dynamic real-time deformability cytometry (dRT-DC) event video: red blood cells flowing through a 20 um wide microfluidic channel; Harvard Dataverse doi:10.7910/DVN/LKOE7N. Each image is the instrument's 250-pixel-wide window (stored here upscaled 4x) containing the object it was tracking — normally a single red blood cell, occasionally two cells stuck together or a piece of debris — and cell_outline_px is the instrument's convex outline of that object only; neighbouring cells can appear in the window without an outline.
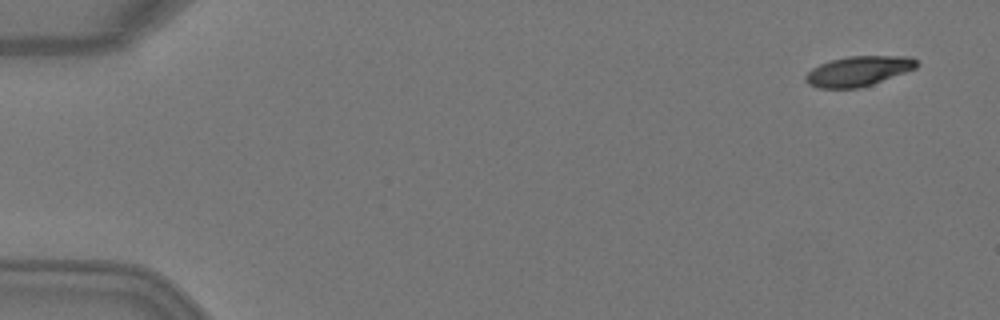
{"species": "Egyptian fruit bat (a non-hibernating species)", "species_latin": "Rousettus aegyptiacus", "temperature_condition": "warm", "stored_images_in_passage": 5, "camera_frame_rate_fps": 3000, "um_per_image_px": 0.085, "animal": {"sex": "female"}, "frame": {"image": 1, "passage_image": 1, "time_ms": 0.0, "image_size_px": [1000, 320], "cell_outline_px": [[920, 64], [916, 68], [872, 84], [860, 88], [816, 88], [808, 84], [804, 80], [804, 76], [812, 68], [820, 64], [832, 60], [848, 56], [912, 56]], "centroid_in_image_um": [72.95, 6.04], "position_along_channel_um": 12.0, "area_um2": 19.42}}